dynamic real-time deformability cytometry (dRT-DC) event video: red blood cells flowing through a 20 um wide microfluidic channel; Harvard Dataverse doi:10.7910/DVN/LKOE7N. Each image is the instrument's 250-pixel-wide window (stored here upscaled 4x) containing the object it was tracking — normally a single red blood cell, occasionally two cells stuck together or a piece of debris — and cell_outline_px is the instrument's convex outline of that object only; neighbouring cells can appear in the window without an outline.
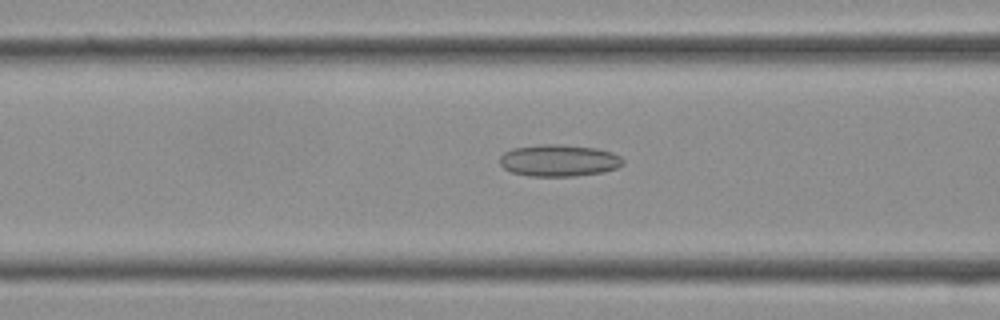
{"species": "Egyptian fruit bat (a non-hibernating species)", "species_latin": "Rousettus aegyptiacus", "temperature_condition": "cold", "stored_images_in_passage": 38, "camera_frame_rate_fps": 3000, "um_per_image_px": 0.085, "frame": {"image": 1, "passage_image": 15, "time_ms": 4.667, "image_size_px": [1000, 320], "cell_outline_px": [[624, 164], [616, 168], [604, 172], [576, 176], [528, 176], [512, 172], [504, 168], [500, 164], [500, 156], [504, 152], [512, 148], [544, 144], [560, 144], [596, 148], [612, 152], [620, 156], [624, 160]], "centroid_in_image_um": [47.52, 13.64], "position_along_channel_um": 119.1, "area_um2": 23.0}}
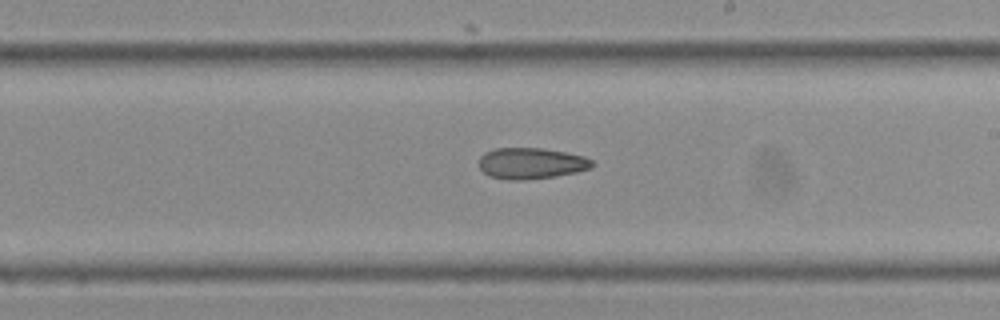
{"frame": {"image": 2, "passage_image": 22, "time_ms": 7.0, "image_size_px": [1000, 320], "cell_outline_px": [[596, 164], [592, 168], [576, 172], [556, 176], [524, 180], [508, 180], [488, 176], [476, 164], [480, 156], [484, 152], [496, 148], [544, 148], [584, 156], [592, 160]], "centroid_in_image_um": [45.12, 13.88], "position_along_channel_um": 243.9, "area_um2": 20.87}}
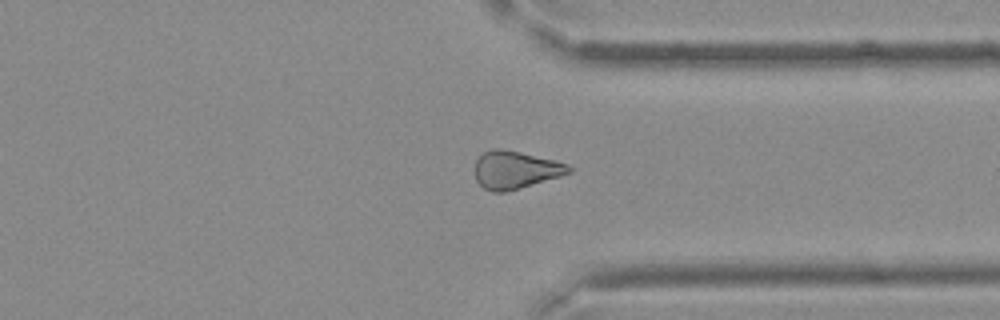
{"frame": {"image": 3, "passage_image": 29, "time_ms": 9.333, "image_size_px": [1000, 320], "cell_outline_px": [[572, 172], [560, 176], [504, 192], [492, 192], [484, 188], [476, 180], [476, 160], [484, 152], [492, 148], [504, 148], [556, 160], [568, 164], [572, 168]], "centroid_in_image_um": [43.81, 14.41], "position_along_channel_um": 367.6, "area_um2": 20.58}}